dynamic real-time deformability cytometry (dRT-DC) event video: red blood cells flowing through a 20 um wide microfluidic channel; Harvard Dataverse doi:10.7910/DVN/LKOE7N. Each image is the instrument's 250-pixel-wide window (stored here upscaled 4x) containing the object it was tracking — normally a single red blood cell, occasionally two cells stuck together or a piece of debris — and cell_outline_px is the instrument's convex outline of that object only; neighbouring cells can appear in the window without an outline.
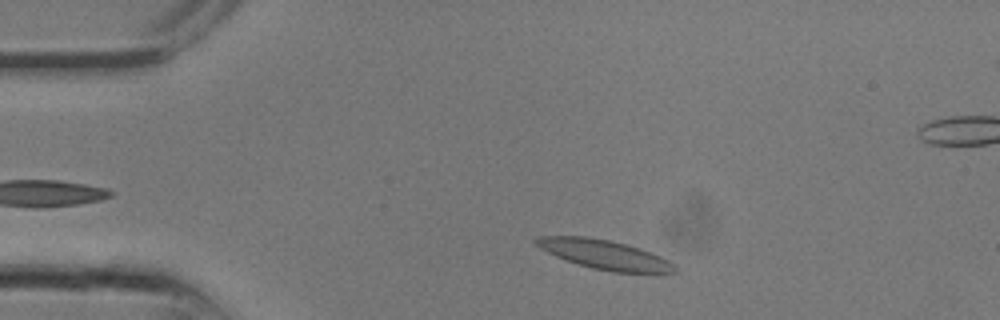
{"species": "common noctule bat (a hibernating species)", "species_latin": "Nyctalus noctula", "temperature_condition": "room temperature", "stored_images_in_passage": 8, "camera_frame_rate_fps": 3000, "um_per_image_px": 0.085, "animal": {"sex": "male", "body_mass_g": 13.3}, "frame": {"image": 1, "passage_image": 2, "time_ms": 0.333, "image_size_px": [1000, 320], "cell_outline_px": [[676, 272], [612, 272], [592, 268], [556, 256], [540, 248], [532, 240], [536, 236], [588, 236], [608, 240], [640, 248], [660, 256], [668, 260], [676, 268]], "centroid_in_image_um": [51.33, 21.62], "position_along_channel_um": 33.7, "area_um2": 23.24}}
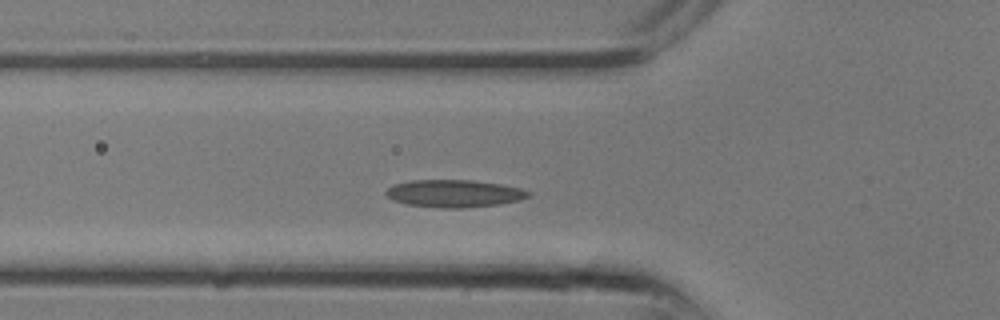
{"frame": {"image": 2, "passage_image": 6, "time_ms": 1.667, "image_size_px": [1000, 320], "cell_outline_px": [[532, 196], [520, 200], [500, 204], [464, 208], [440, 208], [404, 204], [392, 200], [384, 192], [392, 184], [412, 180], [472, 180], [500, 184], [520, 188], [532, 192]], "centroid_in_image_um": [38.61, 16.45], "position_along_channel_um": 87.2, "area_um2": 23.06}}
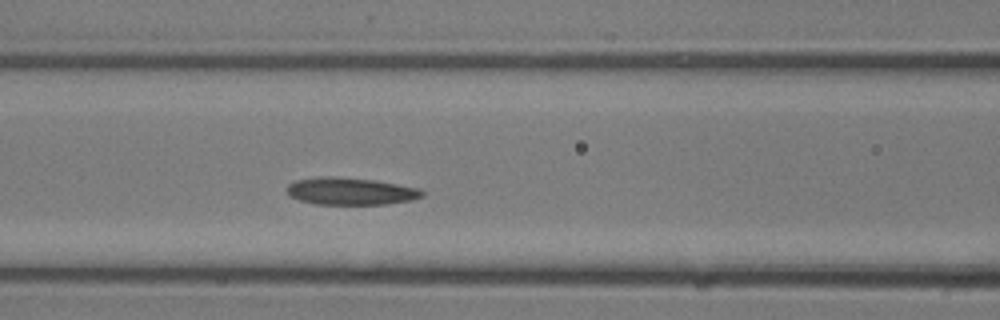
{"frame": {"image": 3, "passage_image": 8, "time_ms": 2.333, "image_size_px": [1000, 320], "cell_outline_px": [[424, 196], [412, 200], [384, 204], [316, 204], [300, 200], [292, 196], [288, 192], [288, 184], [296, 180], [320, 176], [332, 176], [376, 180], [420, 188], [424, 192]], "centroid_in_image_um": [29.84, 16.24], "position_along_channel_um": 136.8, "area_um2": 21.44}}